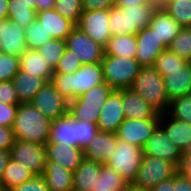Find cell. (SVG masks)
<instances>
[{
    "mask_svg": "<svg viewBox=\"0 0 191 191\" xmlns=\"http://www.w3.org/2000/svg\"><path fill=\"white\" fill-rule=\"evenodd\" d=\"M77 27L95 42L105 46L111 38L109 10H84Z\"/></svg>",
    "mask_w": 191,
    "mask_h": 191,
    "instance_id": "obj_10",
    "label": "cell"
},
{
    "mask_svg": "<svg viewBox=\"0 0 191 191\" xmlns=\"http://www.w3.org/2000/svg\"><path fill=\"white\" fill-rule=\"evenodd\" d=\"M41 176L49 191H72L73 172L56 162L47 161L45 171Z\"/></svg>",
    "mask_w": 191,
    "mask_h": 191,
    "instance_id": "obj_25",
    "label": "cell"
},
{
    "mask_svg": "<svg viewBox=\"0 0 191 191\" xmlns=\"http://www.w3.org/2000/svg\"><path fill=\"white\" fill-rule=\"evenodd\" d=\"M101 172V163L84 158L73 172L72 191H93Z\"/></svg>",
    "mask_w": 191,
    "mask_h": 191,
    "instance_id": "obj_24",
    "label": "cell"
},
{
    "mask_svg": "<svg viewBox=\"0 0 191 191\" xmlns=\"http://www.w3.org/2000/svg\"><path fill=\"white\" fill-rule=\"evenodd\" d=\"M97 124L89 121L77 120V147L83 151L98 133Z\"/></svg>",
    "mask_w": 191,
    "mask_h": 191,
    "instance_id": "obj_44",
    "label": "cell"
},
{
    "mask_svg": "<svg viewBox=\"0 0 191 191\" xmlns=\"http://www.w3.org/2000/svg\"><path fill=\"white\" fill-rule=\"evenodd\" d=\"M143 157V148L117 138L116 148L105 163L120 174L126 181L133 183Z\"/></svg>",
    "mask_w": 191,
    "mask_h": 191,
    "instance_id": "obj_5",
    "label": "cell"
},
{
    "mask_svg": "<svg viewBox=\"0 0 191 191\" xmlns=\"http://www.w3.org/2000/svg\"><path fill=\"white\" fill-rule=\"evenodd\" d=\"M127 191H153V190L152 188L139 187L130 183Z\"/></svg>",
    "mask_w": 191,
    "mask_h": 191,
    "instance_id": "obj_58",
    "label": "cell"
},
{
    "mask_svg": "<svg viewBox=\"0 0 191 191\" xmlns=\"http://www.w3.org/2000/svg\"><path fill=\"white\" fill-rule=\"evenodd\" d=\"M166 94L169 100L191 93V63L188 62L182 70L169 71L163 76Z\"/></svg>",
    "mask_w": 191,
    "mask_h": 191,
    "instance_id": "obj_23",
    "label": "cell"
},
{
    "mask_svg": "<svg viewBox=\"0 0 191 191\" xmlns=\"http://www.w3.org/2000/svg\"><path fill=\"white\" fill-rule=\"evenodd\" d=\"M175 191H191V181L179 172L175 175Z\"/></svg>",
    "mask_w": 191,
    "mask_h": 191,
    "instance_id": "obj_52",
    "label": "cell"
},
{
    "mask_svg": "<svg viewBox=\"0 0 191 191\" xmlns=\"http://www.w3.org/2000/svg\"><path fill=\"white\" fill-rule=\"evenodd\" d=\"M136 53V34L113 35L104 46V56H120L135 59Z\"/></svg>",
    "mask_w": 191,
    "mask_h": 191,
    "instance_id": "obj_28",
    "label": "cell"
},
{
    "mask_svg": "<svg viewBox=\"0 0 191 191\" xmlns=\"http://www.w3.org/2000/svg\"><path fill=\"white\" fill-rule=\"evenodd\" d=\"M36 19L39 20L47 34H51L54 39L66 40L67 36L76 27L55 9L37 12Z\"/></svg>",
    "mask_w": 191,
    "mask_h": 191,
    "instance_id": "obj_22",
    "label": "cell"
},
{
    "mask_svg": "<svg viewBox=\"0 0 191 191\" xmlns=\"http://www.w3.org/2000/svg\"><path fill=\"white\" fill-rule=\"evenodd\" d=\"M8 19L26 28L36 19V11L27 0H8Z\"/></svg>",
    "mask_w": 191,
    "mask_h": 191,
    "instance_id": "obj_30",
    "label": "cell"
},
{
    "mask_svg": "<svg viewBox=\"0 0 191 191\" xmlns=\"http://www.w3.org/2000/svg\"><path fill=\"white\" fill-rule=\"evenodd\" d=\"M167 113L175 119L191 124V93L171 100Z\"/></svg>",
    "mask_w": 191,
    "mask_h": 191,
    "instance_id": "obj_40",
    "label": "cell"
},
{
    "mask_svg": "<svg viewBox=\"0 0 191 191\" xmlns=\"http://www.w3.org/2000/svg\"><path fill=\"white\" fill-rule=\"evenodd\" d=\"M30 103L51 121L68 113V101L58 93L50 81L42 86Z\"/></svg>",
    "mask_w": 191,
    "mask_h": 191,
    "instance_id": "obj_9",
    "label": "cell"
},
{
    "mask_svg": "<svg viewBox=\"0 0 191 191\" xmlns=\"http://www.w3.org/2000/svg\"><path fill=\"white\" fill-rule=\"evenodd\" d=\"M157 7L158 5L135 4L133 6L126 5L122 8L130 9L131 29L138 33L150 25L152 15Z\"/></svg>",
    "mask_w": 191,
    "mask_h": 191,
    "instance_id": "obj_33",
    "label": "cell"
},
{
    "mask_svg": "<svg viewBox=\"0 0 191 191\" xmlns=\"http://www.w3.org/2000/svg\"><path fill=\"white\" fill-rule=\"evenodd\" d=\"M124 120L122 89L113 90L104 103L96 124L99 131L115 134Z\"/></svg>",
    "mask_w": 191,
    "mask_h": 191,
    "instance_id": "obj_14",
    "label": "cell"
},
{
    "mask_svg": "<svg viewBox=\"0 0 191 191\" xmlns=\"http://www.w3.org/2000/svg\"><path fill=\"white\" fill-rule=\"evenodd\" d=\"M35 175L23 164L17 163L12 158L9 159L1 179V182L8 188H12L30 180Z\"/></svg>",
    "mask_w": 191,
    "mask_h": 191,
    "instance_id": "obj_31",
    "label": "cell"
},
{
    "mask_svg": "<svg viewBox=\"0 0 191 191\" xmlns=\"http://www.w3.org/2000/svg\"><path fill=\"white\" fill-rule=\"evenodd\" d=\"M103 105L68 104V113L77 120L97 123Z\"/></svg>",
    "mask_w": 191,
    "mask_h": 191,
    "instance_id": "obj_42",
    "label": "cell"
},
{
    "mask_svg": "<svg viewBox=\"0 0 191 191\" xmlns=\"http://www.w3.org/2000/svg\"><path fill=\"white\" fill-rule=\"evenodd\" d=\"M77 119L69 113L51 122L47 143L77 147Z\"/></svg>",
    "mask_w": 191,
    "mask_h": 191,
    "instance_id": "obj_19",
    "label": "cell"
},
{
    "mask_svg": "<svg viewBox=\"0 0 191 191\" xmlns=\"http://www.w3.org/2000/svg\"><path fill=\"white\" fill-rule=\"evenodd\" d=\"M55 6V0H36L35 11L42 12L52 10Z\"/></svg>",
    "mask_w": 191,
    "mask_h": 191,
    "instance_id": "obj_55",
    "label": "cell"
},
{
    "mask_svg": "<svg viewBox=\"0 0 191 191\" xmlns=\"http://www.w3.org/2000/svg\"><path fill=\"white\" fill-rule=\"evenodd\" d=\"M131 89L160 114L167 112L170 100L166 94L163 77L153 66L140 68Z\"/></svg>",
    "mask_w": 191,
    "mask_h": 191,
    "instance_id": "obj_3",
    "label": "cell"
},
{
    "mask_svg": "<svg viewBox=\"0 0 191 191\" xmlns=\"http://www.w3.org/2000/svg\"><path fill=\"white\" fill-rule=\"evenodd\" d=\"M0 102L9 105H19L20 101L12 81L0 82Z\"/></svg>",
    "mask_w": 191,
    "mask_h": 191,
    "instance_id": "obj_46",
    "label": "cell"
},
{
    "mask_svg": "<svg viewBox=\"0 0 191 191\" xmlns=\"http://www.w3.org/2000/svg\"><path fill=\"white\" fill-rule=\"evenodd\" d=\"M135 4L158 5V0H115V6L122 8L126 5L133 6Z\"/></svg>",
    "mask_w": 191,
    "mask_h": 191,
    "instance_id": "obj_53",
    "label": "cell"
},
{
    "mask_svg": "<svg viewBox=\"0 0 191 191\" xmlns=\"http://www.w3.org/2000/svg\"><path fill=\"white\" fill-rule=\"evenodd\" d=\"M15 140L12 128L0 126V150L10 151Z\"/></svg>",
    "mask_w": 191,
    "mask_h": 191,
    "instance_id": "obj_50",
    "label": "cell"
},
{
    "mask_svg": "<svg viewBox=\"0 0 191 191\" xmlns=\"http://www.w3.org/2000/svg\"><path fill=\"white\" fill-rule=\"evenodd\" d=\"M104 82L113 90L131 88L141 66L134 58L104 56L102 61Z\"/></svg>",
    "mask_w": 191,
    "mask_h": 191,
    "instance_id": "obj_4",
    "label": "cell"
},
{
    "mask_svg": "<svg viewBox=\"0 0 191 191\" xmlns=\"http://www.w3.org/2000/svg\"><path fill=\"white\" fill-rule=\"evenodd\" d=\"M17 109L18 105L3 104L0 102V126L12 128Z\"/></svg>",
    "mask_w": 191,
    "mask_h": 191,
    "instance_id": "obj_48",
    "label": "cell"
},
{
    "mask_svg": "<svg viewBox=\"0 0 191 191\" xmlns=\"http://www.w3.org/2000/svg\"><path fill=\"white\" fill-rule=\"evenodd\" d=\"M47 161H53L74 172L84 159V151L78 147L62 143H46Z\"/></svg>",
    "mask_w": 191,
    "mask_h": 191,
    "instance_id": "obj_16",
    "label": "cell"
},
{
    "mask_svg": "<svg viewBox=\"0 0 191 191\" xmlns=\"http://www.w3.org/2000/svg\"><path fill=\"white\" fill-rule=\"evenodd\" d=\"M20 57L5 52L0 53V82L12 81L20 71Z\"/></svg>",
    "mask_w": 191,
    "mask_h": 191,
    "instance_id": "obj_43",
    "label": "cell"
},
{
    "mask_svg": "<svg viewBox=\"0 0 191 191\" xmlns=\"http://www.w3.org/2000/svg\"><path fill=\"white\" fill-rule=\"evenodd\" d=\"M54 9L65 19L77 26L82 14V0H55Z\"/></svg>",
    "mask_w": 191,
    "mask_h": 191,
    "instance_id": "obj_41",
    "label": "cell"
},
{
    "mask_svg": "<svg viewBox=\"0 0 191 191\" xmlns=\"http://www.w3.org/2000/svg\"><path fill=\"white\" fill-rule=\"evenodd\" d=\"M9 191H49V188L41 175H35L21 185L10 188Z\"/></svg>",
    "mask_w": 191,
    "mask_h": 191,
    "instance_id": "obj_47",
    "label": "cell"
},
{
    "mask_svg": "<svg viewBox=\"0 0 191 191\" xmlns=\"http://www.w3.org/2000/svg\"><path fill=\"white\" fill-rule=\"evenodd\" d=\"M160 119H131L125 120L119 125L116 137L130 144L143 148L155 128L159 125Z\"/></svg>",
    "mask_w": 191,
    "mask_h": 191,
    "instance_id": "obj_11",
    "label": "cell"
},
{
    "mask_svg": "<svg viewBox=\"0 0 191 191\" xmlns=\"http://www.w3.org/2000/svg\"><path fill=\"white\" fill-rule=\"evenodd\" d=\"M168 49L191 63V27L182 28Z\"/></svg>",
    "mask_w": 191,
    "mask_h": 191,
    "instance_id": "obj_39",
    "label": "cell"
},
{
    "mask_svg": "<svg viewBox=\"0 0 191 191\" xmlns=\"http://www.w3.org/2000/svg\"><path fill=\"white\" fill-rule=\"evenodd\" d=\"M182 151L165 134L158 125L143 147V155L160 158L177 167L180 163Z\"/></svg>",
    "mask_w": 191,
    "mask_h": 191,
    "instance_id": "obj_12",
    "label": "cell"
},
{
    "mask_svg": "<svg viewBox=\"0 0 191 191\" xmlns=\"http://www.w3.org/2000/svg\"><path fill=\"white\" fill-rule=\"evenodd\" d=\"M177 0H158V8H164L167 4Z\"/></svg>",
    "mask_w": 191,
    "mask_h": 191,
    "instance_id": "obj_59",
    "label": "cell"
},
{
    "mask_svg": "<svg viewBox=\"0 0 191 191\" xmlns=\"http://www.w3.org/2000/svg\"><path fill=\"white\" fill-rule=\"evenodd\" d=\"M82 67L78 57L69 49H65L63 57L59 61L53 73H74Z\"/></svg>",
    "mask_w": 191,
    "mask_h": 191,
    "instance_id": "obj_45",
    "label": "cell"
},
{
    "mask_svg": "<svg viewBox=\"0 0 191 191\" xmlns=\"http://www.w3.org/2000/svg\"><path fill=\"white\" fill-rule=\"evenodd\" d=\"M149 27L166 48L183 28L164 9L158 7L152 15Z\"/></svg>",
    "mask_w": 191,
    "mask_h": 191,
    "instance_id": "obj_20",
    "label": "cell"
},
{
    "mask_svg": "<svg viewBox=\"0 0 191 191\" xmlns=\"http://www.w3.org/2000/svg\"><path fill=\"white\" fill-rule=\"evenodd\" d=\"M10 151L0 150V182L3 176L4 169L10 159Z\"/></svg>",
    "mask_w": 191,
    "mask_h": 191,
    "instance_id": "obj_56",
    "label": "cell"
},
{
    "mask_svg": "<svg viewBox=\"0 0 191 191\" xmlns=\"http://www.w3.org/2000/svg\"><path fill=\"white\" fill-rule=\"evenodd\" d=\"M188 62L177 54H174L168 48L162 52L156 59L154 68L161 76L169 75V71L182 70Z\"/></svg>",
    "mask_w": 191,
    "mask_h": 191,
    "instance_id": "obj_35",
    "label": "cell"
},
{
    "mask_svg": "<svg viewBox=\"0 0 191 191\" xmlns=\"http://www.w3.org/2000/svg\"><path fill=\"white\" fill-rule=\"evenodd\" d=\"M51 120L30 102L20 103L12 125L15 139L45 145Z\"/></svg>",
    "mask_w": 191,
    "mask_h": 191,
    "instance_id": "obj_2",
    "label": "cell"
},
{
    "mask_svg": "<svg viewBox=\"0 0 191 191\" xmlns=\"http://www.w3.org/2000/svg\"><path fill=\"white\" fill-rule=\"evenodd\" d=\"M167 112L160 114L159 126L166 136L183 152L191 140V124L175 119ZM168 121H167V119Z\"/></svg>",
    "mask_w": 191,
    "mask_h": 191,
    "instance_id": "obj_21",
    "label": "cell"
},
{
    "mask_svg": "<svg viewBox=\"0 0 191 191\" xmlns=\"http://www.w3.org/2000/svg\"><path fill=\"white\" fill-rule=\"evenodd\" d=\"M20 63L22 71L32 76L40 77L46 82L51 80L54 71L35 49H27L20 56Z\"/></svg>",
    "mask_w": 191,
    "mask_h": 191,
    "instance_id": "obj_26",
    "label": "cell"
},
{
    "mask_svg": "<svg viewBox=\"0 0 191 191\" xmlns=\"http://www.w3.org/2000/svg\"><path fill=\"white\" fill-rule=\"evenodd\" d=\"M163 9L183 28L191 27V0H177Z\"/></svg>",
    "mask_w": 191,
    "mask_h": 191,
    "instance_id": "obj_37",
    "label": "cell"
},
{
    "mask_svg": "<svg viewBox=\"0 0 191 191\" xmlns=\"http://www.w3.org/2000/svg\"><path fill=\"white\" fill-rule=\"evenodd\" d=\"M0 42L2 52L20 57L27 50L25 28L10 19H1Z\"/></svg>",
    "mask_w": 191,
    "mask_h": 191,
    "instance_id": "obj_15",
    "label": "cell"
},
{
    "mask_svg": "<svg viewBox=\"0 0 191 191\" xmlns=\"http://www.w3.org/2000/svg\"><path fill=\"white\" fill-rule=\"evenodd\" d=\"M65 41L66 48L72 51L82 64L101 62L104 57V46L95 42L77 26Z\"/></svg>",
    "mask_w": 191,
    "mask_h": 191,
    "instance_id": "obj_8",
    "label": "cell"
},
{
    "mask_svg": "<svg viewBox=\"0 0 191 191\" xmlns=\"http://www.w3.org/2000/svg\"><path fill=\"white\" fill-rule=\"evenodd\" d=\"M31 6L35 9V5H36V0H27Z\"/></svg>",
    "mask_w": 191,
    "mask_h": 191,
    "instance_id": "obj_62",
    "label": "cell"
},
{
    "mask_svg": "<svg viewBox=\"0 0 191 191\" xmlns=\"http://www.w3.org/2000/svg\"><path fill=\"white\" fill-rule=\"evenodd\" d=\"M136 39L135 60L141 67L154 66L159 55L167 49L149 26L136 33Z\"/></svg>",
    "mask_w": 191,
    "mask_h": 191,
    "instance_id": "obj_13",
    "label": "cell"
},
{
    "mask_svg": "<svg viewBox=\"0 0 191 191\" xmlns=\"http://www.w3.org/2000/svg\"><path fill=\"white\" fill-rule=\"evenodd\" d=\"M178 173V167L169 161L143 155L133 185L154 188L161 181L168 180Z\"/></svg>",
    "mask_w": 191,
    "mask_h": 191,
    "instance_id": "obj_6",
    "label": "cell"
},
{
    "mask_svg": "<svg viewBox=\"0 0 191 191\" xmlns=\"http://www.w3.org/2000/svg\"><path fill=\"white\" fill-rule=\"evenodd\" d=\"M182 153L191 155V140H190L188 146L186 147V149Z\"/></svg>",
    "mask_w": 191,
    "mask_h": 191,
    "instance_id": "obj_60",
    "label": "cell"
},
{
    "mask_svg": "<svg viewBox=\"0 0 191 191\" xmlns=\"http://www.w3.org/2000/svg\"><path fill=\"white\" fill-rule=\"evenodd\" d=\"M122 104L125 118L160 119V113L131 88L122 89Z\"/></svg>",
    "mask_w": 191,
    "mask_h": 191,
    "instance_id": "obj_17",
    "label": "cell"
},
{
    "mask_svg": "<svg viewBox=\"0 0 191 191\" xmlns=\"http://www.w3.org/2000/svg\"><path fill=\"white\" fill-rule=\"evenodd\" d=\"M10 157L23 164L34 175H42L46 168L45 145L16 139L10 149Z\"/></svg>",
    "mask_w": 191,
    "mask_h": 191,
    "instance_id": "obj_7",
    "label": "cell"
},
{
    "mask_svg": "<svg viewBox=\"0 0 191 191\" xmlns=\"http://www.w3.org/2000/svg\"><path fill=\"white\" fill-rule=\"evenodd\" d=\"M20 103L30 102L46 81L40 77L32 76L20 69L12 79Z\"/></svg>",
    "mask_w": 191,
    "mask_h": 191,
    "instance_id": "obj_27",
    "label": "cell"
},
{
    "mask_svg": "<svg viewBox=\"0 0 191 191\" xmlns=\"http://www.w3.org/2000/svg\"><path fill=\"white\" fill-rule=\"evenodd\" d=\"M178 172L191 181V155L181 154L180 163L178 165Z\"/></svg>",
    "mask_w": 191,
    "mask_h": 191,
    "instance_id": "obj_51",
    "label": "cell"
},
{
    "mask_svg": "<svg viewBox=\"0 0 191 191\" xmlns=\"http://www.w3.org/2000/svg\"><path fill=\"white\" fill-rule=\"evenodd\" d=\"M66 49V41L62 39H51L42 46L36 49V51L42 56V58L48 63L50 68L54 71L63 57Z\"/></svg>",
    "mask_w": 191,
    "mask_h": 191,
    "instance_id": "obj_34",
    "label": "cell"
},
{
    "mask_svg": "<svg viewBox=\"0 0 191 191\" xmlns=\"http://www.w3.org/2000/svg\"><path fill=\"white\" fill-rule=\"evenodd\" d=\"M0 191H9V189L2 182H0Z\"/></svg>",
    "mask_w": 191,
    "mask_h": 191,
    "instance_id": "obj_61",
    "label": "cell"
},
{
    "mask_svg": "<svg viewBox=\"0 0 191 191\" xmlns=\"http://www.w3.org/2000/svg\"><path fill=\"white\" fill-rule=\"evenodd\" d=\"M115 6V0H82L83 10H110Z\"/></svg>",
    "mask_w": 191,
    "mask_h": 191,
    "instance_id": "obj_49",
    "label": "cell"
},
{
    "mask_svg": "<svg viewBox=\"0 0 191 191\" xmlns=\"http://www.w3.org/2000/svg\"><path fill=\"white\" fill-rule=\"evenodd\" d=\"M129 182L107 164H101V172L93 191H127Z\"/></svg>",
    "mask_w": 191,
    "mask_h": 191,
    "instance_id": "obj_29",
    "label": "cell"
},
{
    "mask_svg": "<svg viewBox=\"0 0 191 191\" xmlns=\"http://www.w3.org/2000/svg\"><path fill=\"white\" fill-rule=\"evenodd\" d=\"M152 190L153 191H175V176L168 180L161 181L154 188H152Z\"/></svg>",
    "mask_w": 191,
    "mask_h": 191,
    "instance_id": "obj_54",
    "label": "cell"
},
{
    "mask_svg": "<svg viewBox=\"0 0 191 191\" xmlns=\"http://www.w3.org/2000/svg\"><path fill=\"white\" fill-rule=\"evenodd\" d=\"M53 39L51 34H47L39 20L35 19L25 28V40L27 49H37L47 41Z\"/></svg>",
    "mask_w": 191,
    "mask_h": 191,
    "instance_id": "obj_38",
    "label": "cell"
},
{
    "mask_svg": "<svg viewBox=\"0 0 191 191\" xmlns=\"http://www.w3.org/2000/svg\"><path fill=\"white\" fill-rule=\"evenodd\" d=\"M117 137L114 133L98 131L84 150V158L105 164L116 148Z\"/></svg>",
    "mask_w": 191,
    "mask_h": 191,
    "instance_id": "obj_18",
    "label": "cell"
},
{
    "mask_svg": "<svg viewBox=\"0 0 191 191\" xmlns=\"http://www.w3.org/2000/svg\"><path fill=\"white\" fill-rule=\"evenodd\" d=\"M109 26L111 36L113 35H134L131 29L130 9L113 6L109 10Z\"/></svg>",
    "mask_w": 191,
    "mask_h": 191,
    "instance_id": "obj_32",
    "label": "cell"
},
{
    "mask_svg": "<svg viewBox=\"0 0 191 191\" xmlns=\"http://www.w3.org/2000/svg\"><path fill=\"white\" fill-rule=\"evenodd\" d=\"M0 19H8V0H0Z\"/></svg>",
    "mask_w": 191,
    "mask_h": 191,
    "instance_id": "obj_57",
    "label": "cell"
},
{
    "mask_svg": "<svg viewBox=\"0 0 191 191\" xmlns=\"http://www.w3.org/2000/svg\"><path fill=\"white\" fill-rule=\"evenodd\" d=\"M112 91L113 89L104 82L89 89L75 100L68 102V104L104 105Z\"/></svg>",
    "mask_w": 191,
    "mask_h": 191,
    "instance_id": "obj_36",
    "label": "cell"
},
{
    "mask_svg": "<svg viewBox=\"0 0 191 191\" xmlns=\"http://www.w3.org/2000/svg\"><path fill=\"white\" fill-rule=\"evenodd\" d=\"M50 82L68 102L75 100L89 89L104 83L101 62L82 64L74 73H53Z\"/></svg>",
    "mask_w": 191,
    "mask_h": 191,
    "instance_id": "obj_1",
    "label": "cell"
}]
</instances>
